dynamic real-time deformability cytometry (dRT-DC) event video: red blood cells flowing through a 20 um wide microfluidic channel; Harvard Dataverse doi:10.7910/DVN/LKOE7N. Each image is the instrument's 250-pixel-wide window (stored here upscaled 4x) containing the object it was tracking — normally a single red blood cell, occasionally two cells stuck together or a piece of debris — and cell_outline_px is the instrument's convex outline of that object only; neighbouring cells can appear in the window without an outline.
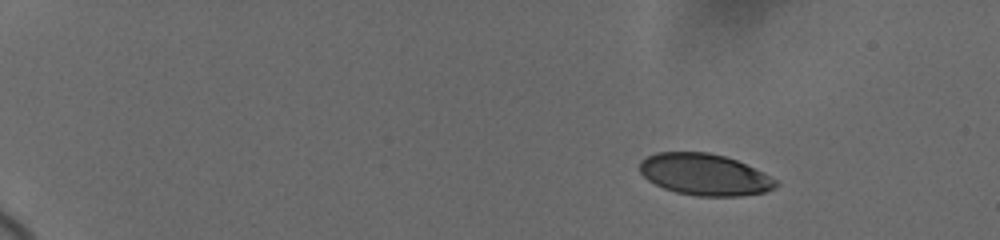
{"species": "human", "species_latin": "Homo sapiens", "temperature_condition": "cold", "stored_images_in_passage": 12, "camera_frame_rate_fps": 3000, "um_per_image_px": 0.085, "donor": {"sex": "female"}, "frame": {"image": 1, "passage_image": 1, "time_ms": 0.0, "image_size_px": [1000, 240], "cell_outline_px": [[780, 184], [776, 188], [764, 192], [740, 196], [696, 196], [676, 192], [664, 188], [648, 180], [640, 172], [640, 160], [644, 156], [656, 152], [708, 152], [724, 156], [736, 160], [764, 172], [776, 180]], "centroid_in_image_um": [59.89, 14.83], "position_along_channel_um": 25.1, "area_um2": 33.12}}
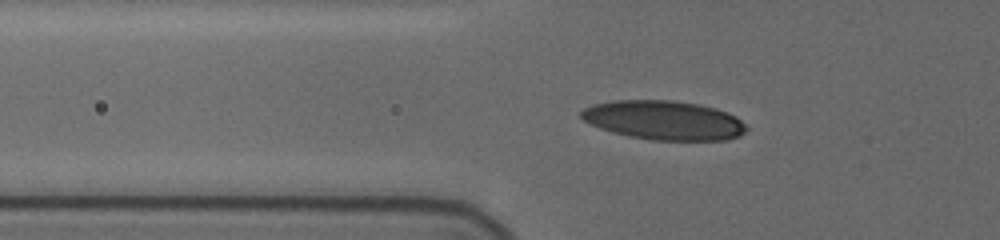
{"frame": {"image": 2, "passage_image": 9, "time_ms": 4.667, "image_size_px": [1000, 240], "cell_outline_px": [[748, 128], [740, 136], [724, 140], [652, 140], [612, 132], [600, 128], [584, 120], [580, 116], [580, 112], [584, 108], [592, 104], [616, 100], [672, 100], [696, 104], [716, 108], [728, 112], [736, 116]], "centroid_in_image_um": [56.44, 10.21], "position_along_channel_um": 69.4, "area_um2": 37.57}}
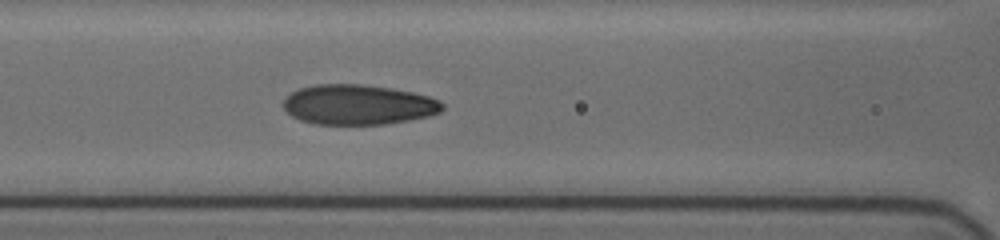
{"frame": {"image": 3, "passage_image": 12, "time_ms": 6.667, "image_size_px": [1000, 240], "cell_outline_px": [[444, 108], [440, 112], [428, 116], [408, 120], [384, 124], [312, 124], [300, 120], [292, 116], [284, 108], [284, 100], [292, 92], [300, 88], [316, 84], [360, 84], [392, 88], [412, 92], [428, 96], [440, 100], [444, 104]], "centroid_in_image_um": [30.46, 8.89], "position_along_channel_um": 136.1, "area_um2": 37.05}}